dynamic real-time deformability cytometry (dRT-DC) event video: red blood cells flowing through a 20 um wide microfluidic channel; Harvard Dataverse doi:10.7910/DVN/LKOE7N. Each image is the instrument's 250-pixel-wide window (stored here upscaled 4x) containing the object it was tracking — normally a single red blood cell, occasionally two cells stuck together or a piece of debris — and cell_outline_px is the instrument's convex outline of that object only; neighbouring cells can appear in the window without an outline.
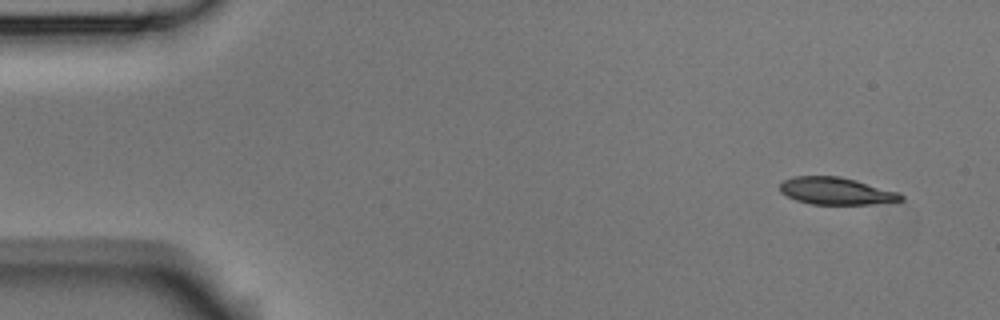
{"species": "Egyptian fruit bat (a non-hibernating species)", "species_latin": "Rousettus aegyptiacus", "temperature_condition": "room temperature", "stored_images_in_passage": 4, "camera_frame_rate_fps": 3000, "um_per_image_px": 0.085, "animal": {"sex": "male"}, "frame": {"image": 1, "passage_image": 1, "time_ms": 0.0, "image_size_px": [1000, 320], "cell_outline_px": [[904, 200], [872, 204], [812, 204], [796, 200], [780, 192], [780, 184], [784, 180], [792, 176], [840, 176], [856, 180], [900, 192], [904, 196]], "centroid_in_image_um": [71.09, 16.23], "position_along_channel_um": 13.9, "area_um2": 19.25}}